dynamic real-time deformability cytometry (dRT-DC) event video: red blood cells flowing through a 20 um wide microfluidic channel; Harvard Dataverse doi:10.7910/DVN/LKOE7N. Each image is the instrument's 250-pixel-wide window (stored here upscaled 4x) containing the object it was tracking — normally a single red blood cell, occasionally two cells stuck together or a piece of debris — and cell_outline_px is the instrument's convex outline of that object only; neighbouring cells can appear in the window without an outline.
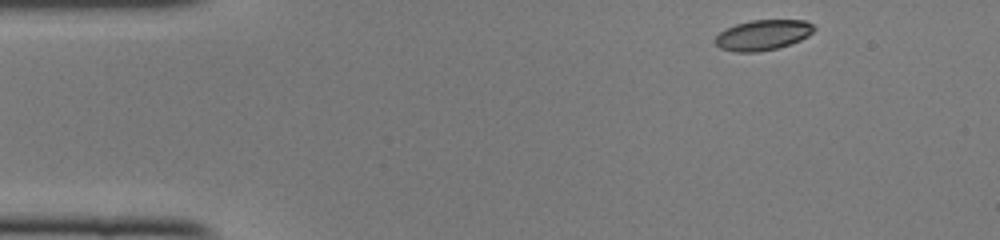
{"species": "common noctule bat (a hibernating species)", "species_latin": "Nyctalus noctula", "temperature_condition": "cold", "stored_images_in_passage": 44, "camera_frame_rate_fps": 3000, "um_per_image_px": 0.085, "animal": {"sex": "female", "body_mass_g": 22.0, "forearm_length_mm": 56.7}, "frame": {"image": 1, "passage_image": 1, "time_ms": 0.0, "image_size_px": [1000, 240], "cell_outline_px": [[816, 28], [808, 36], [800, 40], [776, 48], [756, 52], [736, 52], [720, 48], [712, 40], [720, 32], [736, 24], [752, 20], [804, 20], [812, 24]], "centroid_in_image_um": [64.82, 2.97], "position_along_channel_um": 20.2, "area_um2": 17.34}}
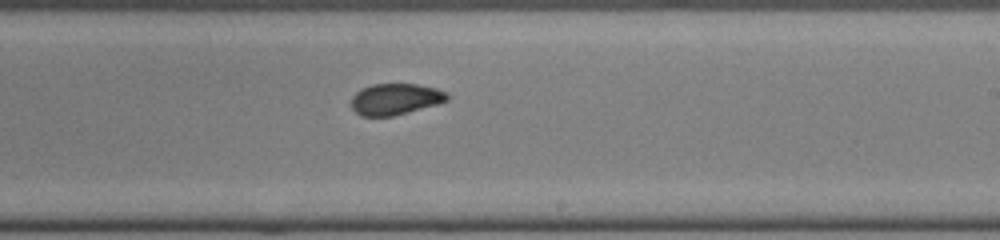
{"frame": {"image": 2, "passage_image": 24, "time_ms": 7.667, "image_size_px": [1000, 240], "cell_outline_px": [[452, 96], [448, 100], [436, 104], [392, 116], [360, 116], [352, 108], [352, 96], [360, 88], [372, 84], [416, 84], [436, 88]], "centroid_in_image_um": [33.59, 8.41], "position_along_channel_um": 255.4, "area_um2": 17.4}}
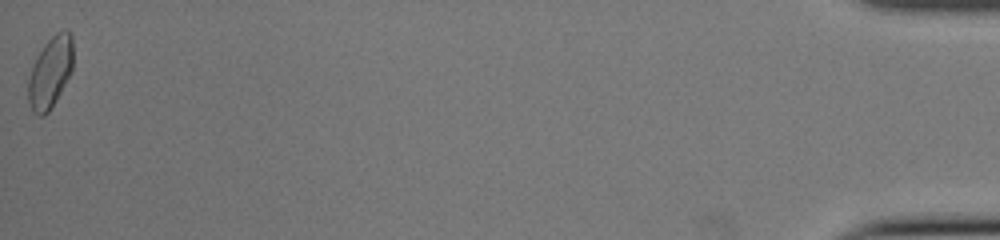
{"frame": {"image": 3, "passage_image": 44, "time_ms": 14.333, "image_size_px": [1000, 240], "cell_outline_px": [[72, 72], [56, 100], [48, 112], [44, 116], [36, 116], [32, 112], [28, 100], [28, 80], [32, 64], [36, 56], [44, 44], [56, 32], [64, 28], [68, 28], [72, 36]], "centroid_in_image_um": [4.27, 6.13], "position_along_channel_um": 430.9, "area_um2": 18.96}, "authors_computed_cell_mechanics": {"area_um2": 18.0625, "velocity_mm_per_s": 4.0996, "shape_relaxation_time_tau1_ms": 8.122, "shape_relaxation_time_tau2_ms": 1.3661, "deformation_change_tau1": 0.1703, "deformation_change_tau2": 0.0466}}